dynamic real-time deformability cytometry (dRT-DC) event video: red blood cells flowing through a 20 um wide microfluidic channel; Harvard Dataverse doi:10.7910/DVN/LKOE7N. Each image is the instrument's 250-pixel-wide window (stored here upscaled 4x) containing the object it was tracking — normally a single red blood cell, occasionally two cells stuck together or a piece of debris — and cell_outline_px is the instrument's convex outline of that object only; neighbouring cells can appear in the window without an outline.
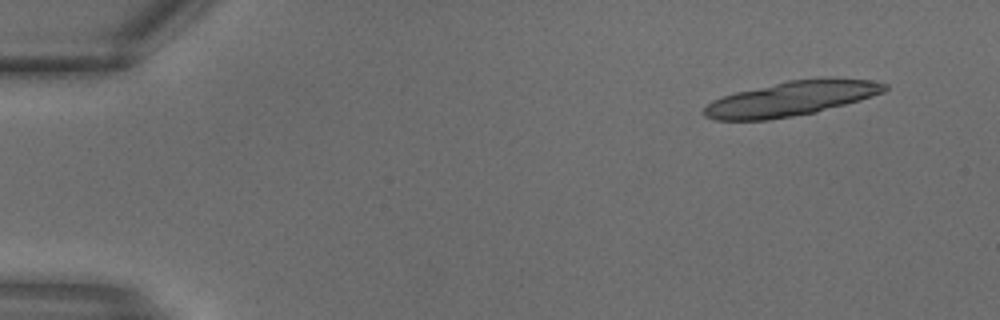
{"species": "common noctule bat (a hibernating species)", "species_latin": "Nyctalus noctula", "temperature_condition": "warm", "stored_images_in_passage": 28, "camera_frame_rate_fps": 3000, "um_per_image_px": 0.085, "animal": {"sex": "male", "body_mass_g": 18.8}, "frame": {"image": 1, "passage_image": 1, "time_ms": 0.0, "image_size_px": [1000, 320], "cell_outline_px": [[888, 88], [884, 92], [860, 100], [816, 112], [768, 120], [716, 120], [704, 116], [704, 108], [712, 100], [736, 92], [788, 80], [872, 80], [888, 84]], "centroid_in_image_um": [67.21, 8.41], "position_along_channel_um": 17.8, "area_um2": 35.49}}
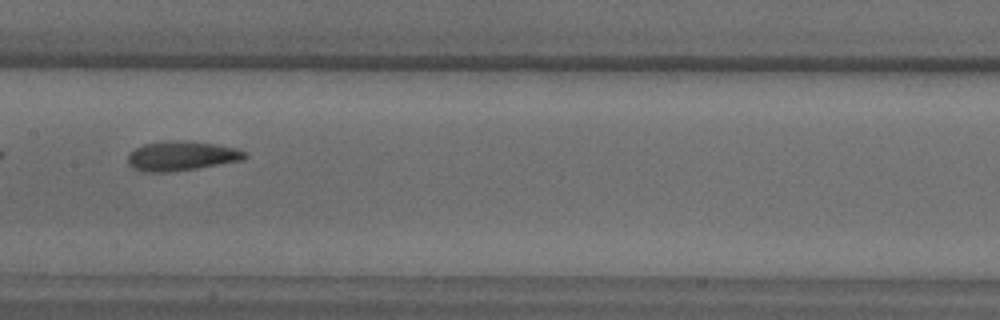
{"frame": {"image": 2, "passage_image": 14, "time_ms": 4.333, "image_size_px": [1000, 320], "cell_outline_px": [[248, 156], [244, 160], [196, 168], [168, 172], [144, 172], [132, 168], [128, 164], [128, 152], [144, 144], [172, 140], [180, 140], [216, 144], [236, 148], [248, 152]], "centroid_in_image_um": [15.43, 13.25], "position_along_channel_um": 192.0, "area_um2": 20.23}}
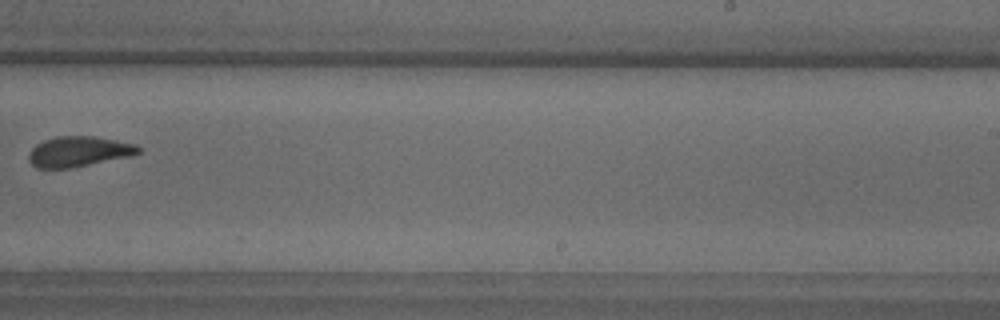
{"frame": {"image": 3, "passage_image": 18, "time_ms": 5.667, "image_size_px": [1000, 320], "cell_outline_px": [[140, 152], [128, 156], [68, 168], [36, 168], [28, 160], [28, 152], [36, 144], [44, 140], [56, 136], [92, 136], [132, 144], [140, 148]], "centroid_in_image_um": [6.59, 12.88], "position_along_channel_um": 282.4, "area_um2": 18.9}}